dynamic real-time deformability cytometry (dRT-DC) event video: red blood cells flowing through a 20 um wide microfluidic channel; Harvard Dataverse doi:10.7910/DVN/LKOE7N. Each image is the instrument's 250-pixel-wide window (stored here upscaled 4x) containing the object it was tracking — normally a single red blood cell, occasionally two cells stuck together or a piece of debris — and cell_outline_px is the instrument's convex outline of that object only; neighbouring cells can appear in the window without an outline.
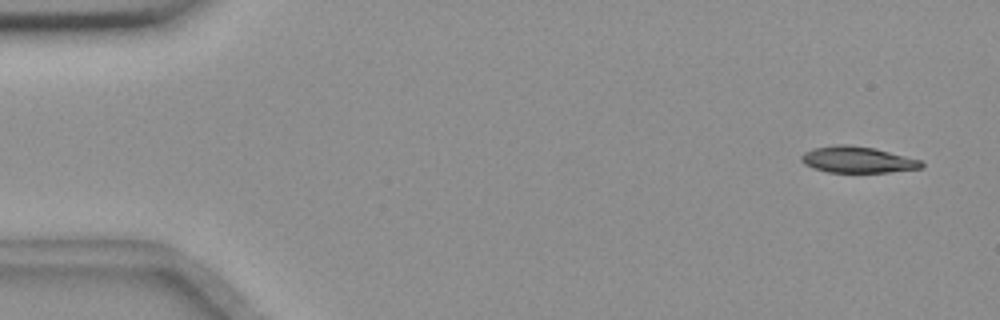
{"species": "common noctule bat (a hibernating species)", "species_latin": "Nyctalus noctula", "temperature_condition": "room temperature", "stored_images_in_passage": 5, "camera_frame_rate_fps": 3000, "um_per_image_px": 0.085, "animal": {"sex": "female", "body_mass_g": 18.4}, "frame": {"image": 1, "passage_image": 1, "time_ms": 0.0, "image_size_px": [1000, 320], "cell_outline_px": [[924, 168], [888, 172], [828, 172], [812, 168], [804, 164], [800, 160], [800, 156], [804, 152], [812, 148], [836, 144], [848, 144], [872, 148], [920, 160], [924, 164]], "centroid_in_image_um": [72.83, 13.57], "position_along_channel_um": 12.2, "area_um2": 18.38}}